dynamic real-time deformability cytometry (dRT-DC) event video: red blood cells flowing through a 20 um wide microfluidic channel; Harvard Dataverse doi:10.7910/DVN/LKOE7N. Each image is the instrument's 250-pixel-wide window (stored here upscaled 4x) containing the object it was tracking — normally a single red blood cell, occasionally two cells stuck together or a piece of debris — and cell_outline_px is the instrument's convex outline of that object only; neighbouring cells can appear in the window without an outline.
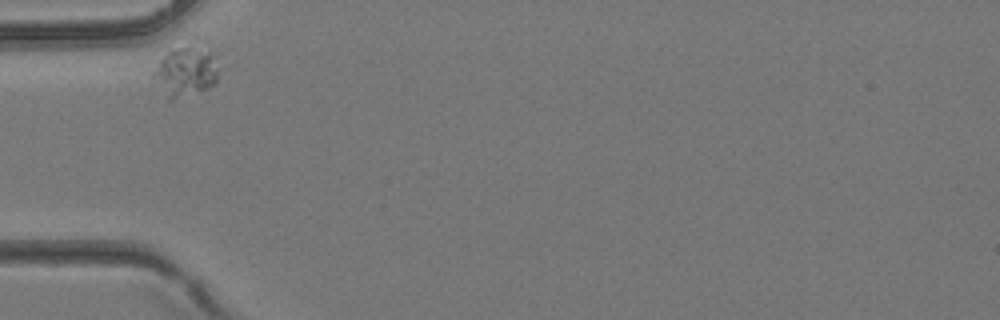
{"species": "common noctule bat (a hibernating species)", "species_latin": "Nyctalus noctula", "temperature_condition": "room temperature", "stored_images_in_passage": 23, "camera_frame_rate_fps": 3000, "um_per_image_px": 0.085, "animal": {"sex": "female", "body_mass_g": 24.6, "forearm_length_mm": 56.2}, "frame": {"image": 1, "passage_image": 1, "time_ms": 0.0, "image_size_px": [1000, 320], "cell_outline_px": [[216, 84], [208, 88], [172, 100], [168, 100], [152, 76], [152, 72], [168, 48], [192, 48], [212, 52], [216, 72]], "centroid_in_image_um": [15.71, 6.13], "position_along_channel_um": 69.3, "area_um2": 18.21}}
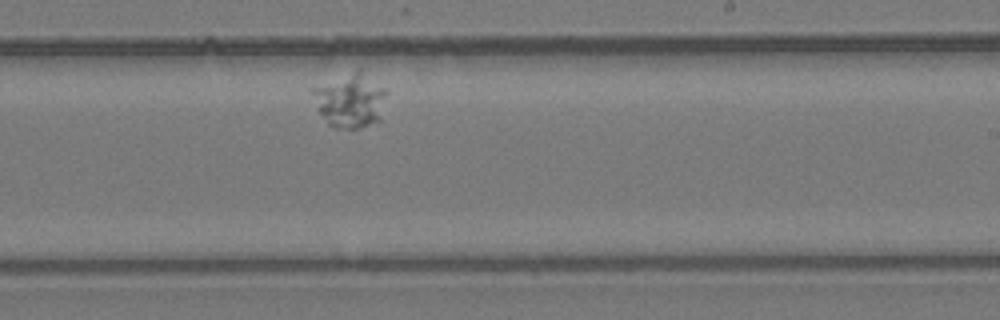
{"frame": {"image": 2, "passage_image": 14, "time_ms": 4.333, "image_size_px": [1000, 320], "cell_outline_px": [[388, 92], [380, 120], [360, 128], [336, 128], [328, 124], [320, 112], [308, 88], [360, 68], [384, 88]], "centroid_in_image_um": [29.77, 8.5], "position_along_channel_um": 259.2, "area_um2": 23.58}}
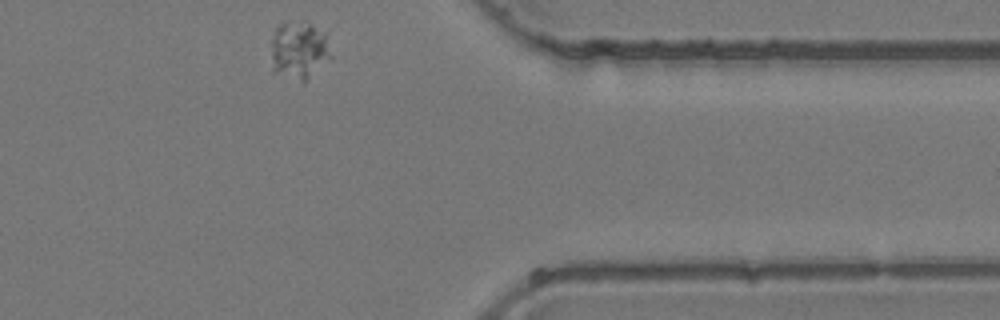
{"frame": {"image": 3, "passage_image": 23, "time_ms": 7.333, "image_size_px": [1000, 320], "cell_outline_px": [[332, 56], [304, 84], [272, 72], [272, 40], [276, 28], [284, 20], [300, 20], [312, 24], [324, 32]], "centroid_in_image_um": [25.4, 4.27], "position_along_channel_um": 386.0, "area_um2": 20.63}}